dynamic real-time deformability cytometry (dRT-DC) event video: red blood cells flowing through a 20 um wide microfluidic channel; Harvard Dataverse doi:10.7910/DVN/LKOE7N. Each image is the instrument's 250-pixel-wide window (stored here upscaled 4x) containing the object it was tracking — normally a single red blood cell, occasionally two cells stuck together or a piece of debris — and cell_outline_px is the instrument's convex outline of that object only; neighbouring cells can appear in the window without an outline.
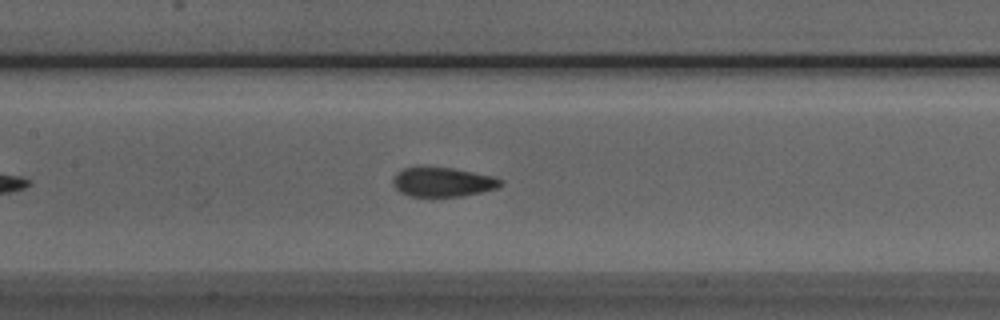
{"species": "Egyptian fruit bat (a non-hibernating species)", "species_latin": "Rousettus aegyptiacus", "temperature_condition": "room temperature", "stored_images_in_passage": 38, "camera_frame_rate_fps": 3000, "um_per_image_px": 0.085, "animal": {"sex": "male"}, "frame": {"image": 1, "passage_image": 14, "time_ms": 4.333, "image_size_px": [1000, 320], "cell_outline_px": [[504, 180], [496, 188], [464, 196], [408, 196], [400, 192], [392, 184], [392, 176], [396, 172], [404, 168], [452, 168], [496, 176]], "centroid_in_image_um": [37.62, 15.48], "position_along_channel_um": 169.8, "area_um2": 18.32}}
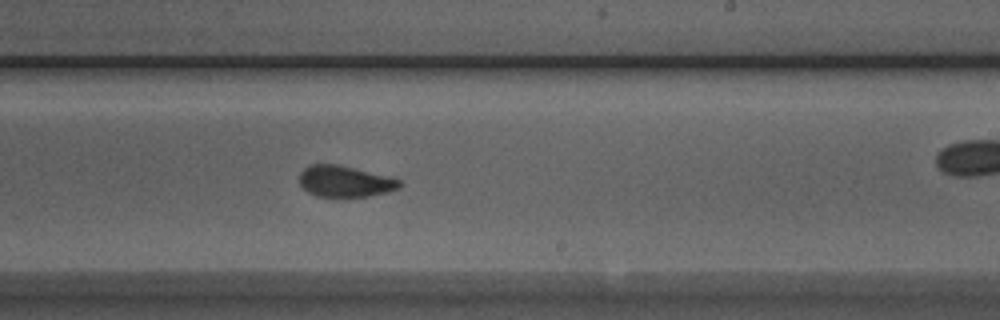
{"frame": {"image": 2, "passage_image": 21, "time_ms": 6.667, "image_size_px": [1000, 320], "cell_outline_px": [[404, 184], [400, 188], [388, 192], [368, 196], [316, 196], [308, 192], [300, 184], [300, 172], [304, 168], [312, 164], [336, 164], [388, 176], [400, 180]], "centroid_in_image_um": [29.34, 15.41], "position_along_channel_um": 259.7, "area_um2": 18.09}}
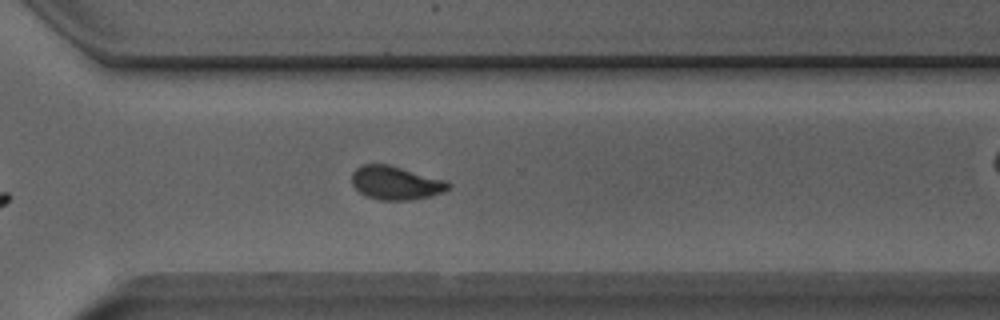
{"frame": {"image": 3, "passage_image": 27, "time_ms": 8.667, "image_size_px": [1000, 320], "cell_outline_px": [[452, 184], [444, 192], [412, 200], [380, 200], [364, 196], [352, 184], [352, 172], [356, 168], [364, 164], [388, 164], [448, 180]], "centroid_in_image_um": [33.65, 15.54], "position_along_channel_um": 336.9, "area_um2": 19.02}, "authors_computed_cell_mechanics": {"area_um2": 18.9584, "velocity_mm_per_s": 3.8672, "shape_relaxation_time_tau1_ms": 6.0701, "shape_relaxation_time_tau2_ms": 0.7612, "deformation_change_tau1": 0.1482, "deformation_change_tau2": 0.0426}}